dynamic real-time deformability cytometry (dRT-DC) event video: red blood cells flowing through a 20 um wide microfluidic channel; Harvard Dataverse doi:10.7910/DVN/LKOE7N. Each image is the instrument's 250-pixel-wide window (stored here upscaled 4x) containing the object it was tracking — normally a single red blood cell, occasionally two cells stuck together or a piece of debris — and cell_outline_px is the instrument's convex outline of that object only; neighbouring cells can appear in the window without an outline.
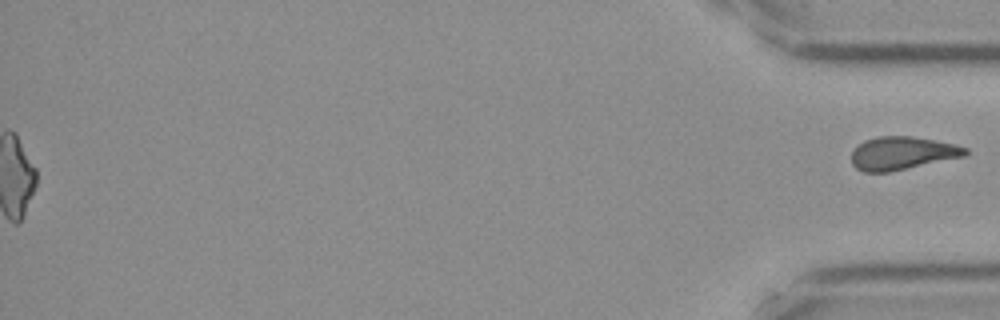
{"species": "Egyptian fruit bat (a non-hibernating species)", "species_latin": "Rousettus aegyptiacus", "temperature_condition": "cold", "stored_images_in_passage": 39, "segment_of_instrument_passage": [2, 2], "camera_frame_rate_fps": 3000, "um_per_image_px": 0.085, "frame": {"image": 1, "passage_image": 39, "time_ms": 12.667, "image_size_px": [1000, 320], "cell_outline_px": [[968, 152], [964, 156], [888, 172], [864, 172], [856, 168], [852, 164], [852, 152], [864, 140], [876, 136], [912, 136], [952, 144], [968, 148]], "centroid_in_image_um": [76.65, 13.02], "position_along_channel_um": 358.5, "area_um2": 21.62}}